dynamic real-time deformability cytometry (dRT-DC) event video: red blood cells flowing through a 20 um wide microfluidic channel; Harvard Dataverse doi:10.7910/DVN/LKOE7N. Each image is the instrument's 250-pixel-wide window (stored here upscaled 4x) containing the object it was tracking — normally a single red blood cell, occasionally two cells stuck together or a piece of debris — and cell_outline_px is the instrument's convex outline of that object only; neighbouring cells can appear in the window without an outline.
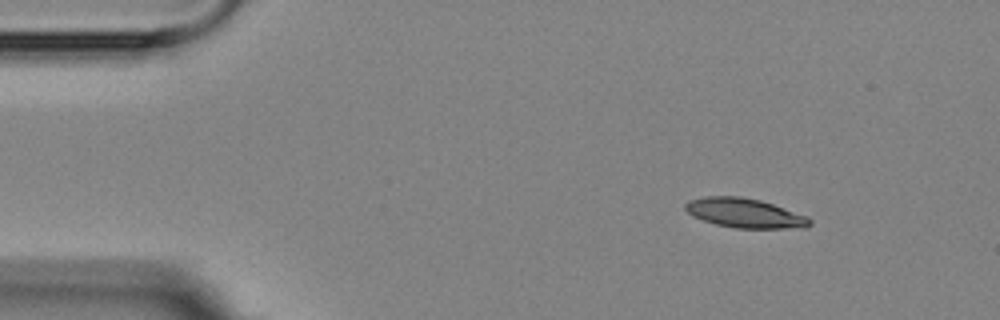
{"species": "Egyptian fruit bat (a non-hibernating species)", "species_latin": "Rousettus aegyptiacus", "temperature_condition": "room temperature", "stored_images_in_passage": 4, "camera_frame_rate_fps": 3000, "um_per_image_px": 0.085, "animal": {"sex": "female"}, "frame": {"image": 1, "passage_image": 1, "time_ms": 0.0, "image_size_px": [1000, 320], "cell_outline_px": [[812, 224], [804, 228], [736, 228], [716, 224], [692, 216], [684, 208], [684, 204], [688, 200], [704, 196], [740, 196], [760, 200], [808, 216], [812, 220]], "centroid_in_image_um": [63.3, 18.11], "position_along_channel_um": 21.7, "area_um2": 21.39}}
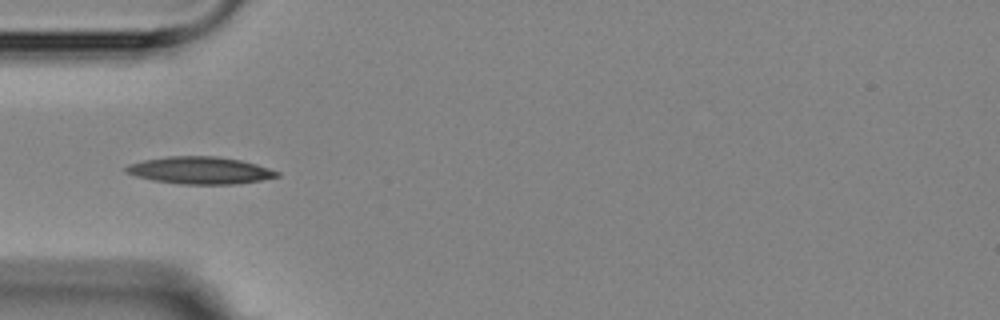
{"frame": {"image": 2, "passage_image": 4, "time_ms": 3.333, "image_size_px": [1000, 320], "cell_outline_px": [[280, 176], [260, 180], [236, 184], [180, 184], [152, 180], [136, 176], [124, 172], [124, 168], [128, 164], [144, 160], [168, 156], [216, 156], [240, 160], [256, 164], [280, 172]], "centroid_in_image_um": [16.98, 14.48], "position_along_channel_um": 68.0, "area_um2": 23.93}}